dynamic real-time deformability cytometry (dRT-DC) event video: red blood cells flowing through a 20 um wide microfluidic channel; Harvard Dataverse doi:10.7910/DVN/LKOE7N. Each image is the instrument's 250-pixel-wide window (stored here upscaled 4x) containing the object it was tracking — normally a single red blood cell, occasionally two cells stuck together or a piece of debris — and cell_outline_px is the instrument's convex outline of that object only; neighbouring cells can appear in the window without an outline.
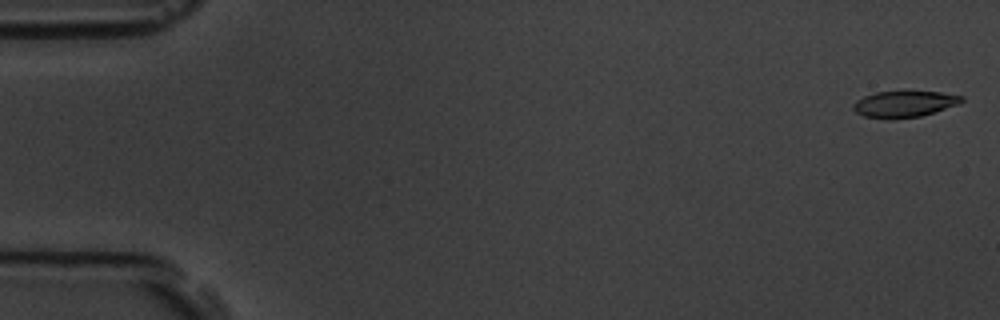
{"species": "common noctule bat (a hibernating species)", "species_latin": "Nyctalus noctula", "temperature_condition": "room temperature", "stored_images_in_passage": 3, "camera_frame_rate_fps": 3000, "um_per_image_px": 0.085, "animal": {"sex": "male", "body_mass_g": 19.5, "forearm_length_mm": 54.6}, "frame": {"image": 1, "passage_image": 1, "time_ms": 0.0, "image_size_px": [1000, 320], "cell_outline_px": [[964, 100], [960, 104], [920, 116], [892, 120], [888, 120], [864, 116], [856, 112], [852, 108], [852, 104], [856, 100], [864, 96], [876, 92], [940, 92], [964, 96]], "centroid_in_image_um": [76.85, 8.86], "position_along_channel_um": 8.2, "area_um2": 16.7}}